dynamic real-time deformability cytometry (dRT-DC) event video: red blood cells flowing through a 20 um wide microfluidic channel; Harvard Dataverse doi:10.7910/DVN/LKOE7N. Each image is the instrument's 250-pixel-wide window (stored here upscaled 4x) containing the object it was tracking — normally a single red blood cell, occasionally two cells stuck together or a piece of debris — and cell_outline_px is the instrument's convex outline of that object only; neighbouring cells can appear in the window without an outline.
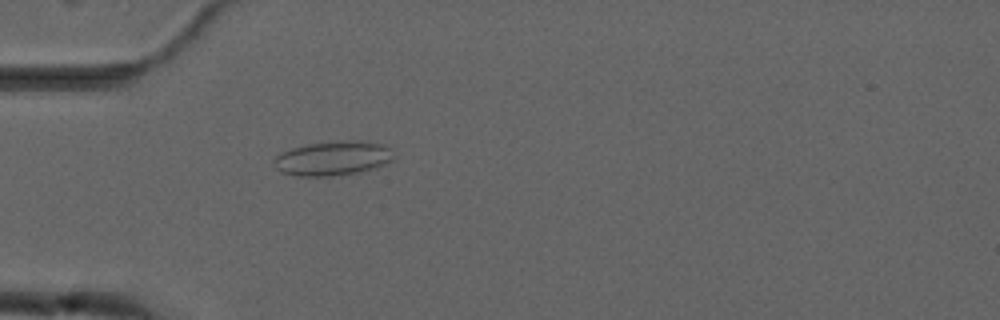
{"species": "common noctule bat (a hibernating species)", "species_latin": "Nyctalus noctula", "temperature_condition": "cold", "stored_images_in_passage": 3, "camera_frame_rate_fps": 3000, "um_per_image_px": 0.085, "animal": {"sex": "male", "forearm_length_mm": 52.5}, "frame": {"image": 1, "passage_image": 3, "time_ms": 2.0, "image_size_px": [1000, 320], "cell_outline_px": [[396, 160], [376, 168], [356, 172], [332, 176], [296, 176], [280, 172], [272, 164], [272, 160], [280, 152], [292, 148], [308, 144], [344, 140], [352, 140], [388, 144]], "centroid_in_image_um": [28.31, 13.45], "position_along_channel_um": 56.7, "area_um2": 24.39}}